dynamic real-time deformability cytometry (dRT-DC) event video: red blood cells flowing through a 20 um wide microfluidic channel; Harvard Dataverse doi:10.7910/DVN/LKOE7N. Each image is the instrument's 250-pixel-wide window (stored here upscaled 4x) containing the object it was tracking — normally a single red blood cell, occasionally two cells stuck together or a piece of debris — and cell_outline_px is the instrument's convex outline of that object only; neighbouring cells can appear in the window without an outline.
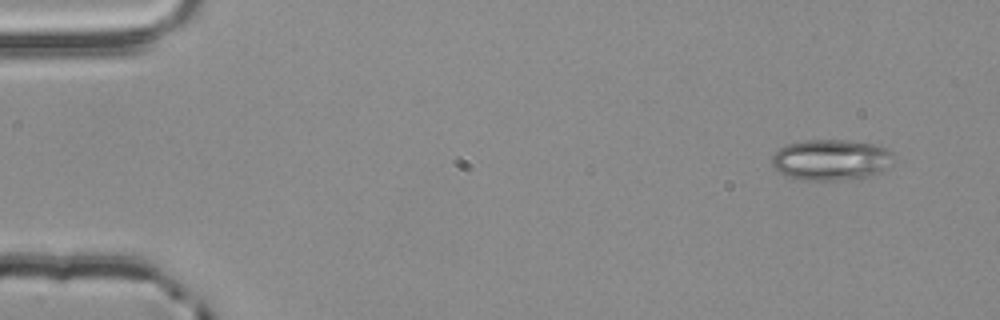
{"species": "common noctule bat (a hibernating species)", "species_latin": "Nyctalus noctula", "temperature_condition": "room temperature", "stored_images_in_passage": 3, "camera_frame_rate_fps": 3000, "um_per_image_px": 0.085, "animal": {"sex": "male", "body_mass_g": 20.4}, "frame": {"image": 1, "passage_image": 1, "time_ms": 0.0, "image_size_px": [1000, 320], "cell_outline_px": [[892, 156], [884, 168], [880, 172], [868, 176], [840, 180], [800, 180], [788, 176], [780, 172], [772, 164], [772, 156], [784, 144], [804, 140], [844, 140], [872, 144], [884, 148], [892, 152]], "centroid_in_image_um": [70.56, 13.58], "position_along_channel_um": 14.4, "area_um2": 28.55}}